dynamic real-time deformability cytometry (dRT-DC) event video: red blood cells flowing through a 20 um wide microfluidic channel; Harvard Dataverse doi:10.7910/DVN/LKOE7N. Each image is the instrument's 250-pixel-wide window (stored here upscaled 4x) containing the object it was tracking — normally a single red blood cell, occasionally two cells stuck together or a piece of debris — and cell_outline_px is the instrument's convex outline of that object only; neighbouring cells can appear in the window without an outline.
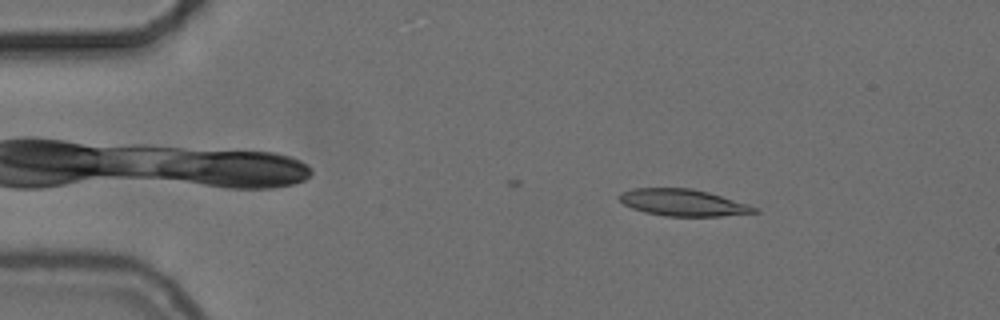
{"species": "common noctule bat (a hibernating species)", "species_latin": "Nyctalus noctula", "temperature_condition": "cold", "stored_images_in_passage": 19, "camera_frame_rate_fps": 3000, "um_per_image_px": 0.085, "animal": {"sex": "female", "body_mass_g": 24.6, "forearm_length_mm": 56.2}, "frame": {"image": 1, "passage_image": 8, "time_ms": 2.333, "image_size_px": [1000, 320], "cell_outline_px": [[760, 212], [720, 216], [664, 216], [644, 212], [632, 208], [624, 204], [616, 196], [620, 192], [632, 188], [692, 188], [708, 192], [748, 204], [760, 208]], "centroid_in_image_um": [58.04, 17.22], "position_along_channel_um": 27.0, "area_um2": 21.21}}
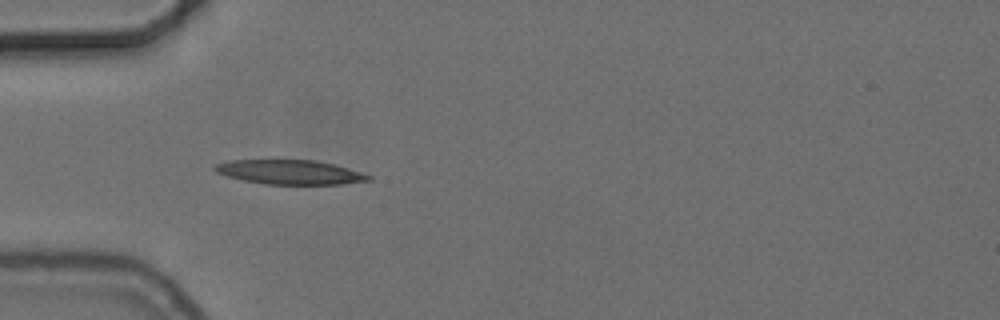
{"frame": {"image": 2, "passage_image": 16, "time_ms": 5.0, "image_size_px": [1000, 320], "cell_outline_px": [[372, 180], [340, 184], [264, 184], [244, 180], [228, 176], [216, 172], [212, 168], [216, 164], [232, 160], [316, 160], [348, 168], [372, 176]], "centroid_in_image_um": [24.65, 14.63], "position_along_channel_um": 60.4, "area_um2": 21.62}}